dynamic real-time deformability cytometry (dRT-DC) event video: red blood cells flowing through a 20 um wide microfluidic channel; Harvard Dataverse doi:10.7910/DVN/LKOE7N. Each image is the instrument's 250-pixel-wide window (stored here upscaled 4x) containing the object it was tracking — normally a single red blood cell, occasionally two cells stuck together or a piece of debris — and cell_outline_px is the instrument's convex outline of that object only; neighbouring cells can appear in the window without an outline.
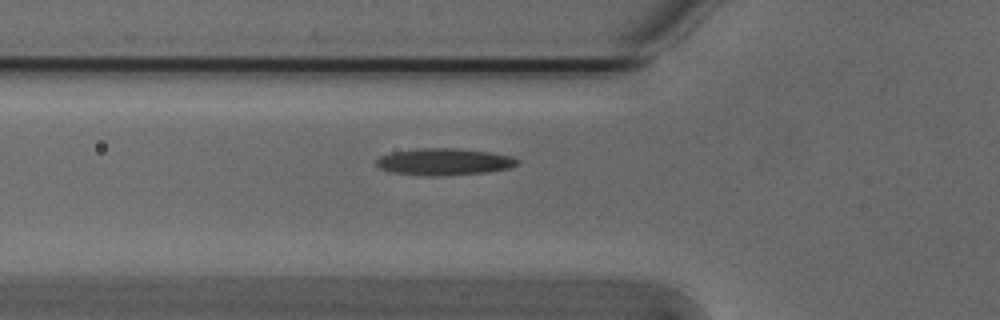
{"species": "Egyptian fruit bat (a non-hibernating species)", "species_latin": "Rousettus aegyptiacus", "temperature_condition": "cold", "stored_images_in_passage": 37, "camera_frame_rate_fps": 3000, "um_per_image_px": 0.085, "animal": {"sex": "male"}, "frame": {"image": 1, "passage_image": 8, "time_ms": 2.333, "image_size_px": [1000, 320], "cell_outline_px": [[520, 164], [508, 168], [488, 172], [440, 176], [424, 176], [388, 172], [376, 168], [376, 160], [380, 156], [392, 152], [420, 148], [456, 148], [492, 152], [512, 156], [520, 160]], "centroid_in_image_um": [37.74, 13.76], "position_along_channel_um": 88.1, "area_um2": 22.48}}
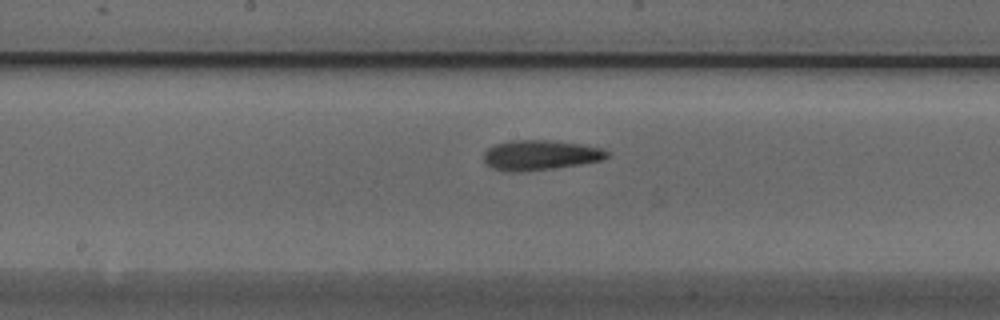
{"frame": {"image": 2, "passage_image": 17, "time_ms": 5.333, "image_size_px": [1000, 320], "cell_outline_px": [[608, 156], [604, 160], [580, 164], [552, 168], [520, 172], [512, 172], [492, 168], [484, 164], [484, 152], [488, 148], [496, 144], [512, 140], [548, 140], [580, 144], [604, 148], [608, 152]], "centroid_in_image_um": [45.91, 13.18], "position_along_channel_um": 202.3, "area_um2": 21.56}}
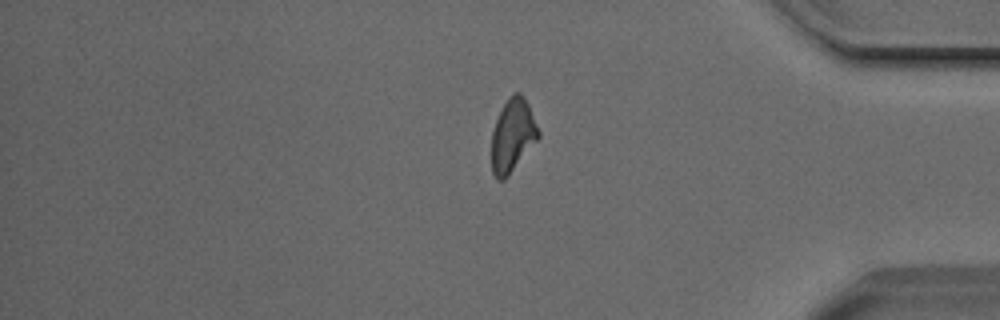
{"frame": {"image": 3, "passage_image": 34, "time_ms": 11.0, "image_size_px": [1000, 320], "cell_outline_px": [[540, 136], [508, 176], [504, 180], [496, 180], [492, 172], [492, 132], [496, 120], [504, 104], [512, 92], [520, 92], [524, 96], [528, 104], [540, 132]], "centroid_in_image_um": [43.57, 11.51], "position_along_channel_um": 391.6, "area_um2": 19.77}, "authors_computed_cell_mechanics": {"area_um2": 20.6346, "velocity_mm_per_s": 3.7962, "shape_relaxation_time_tau1_ms": 4.7984, "shape_relaxation_time_tau2_ms": 3.6674, "deformation_change_tau1": 0.148, "deformation_change_tau2": 0.1207}}